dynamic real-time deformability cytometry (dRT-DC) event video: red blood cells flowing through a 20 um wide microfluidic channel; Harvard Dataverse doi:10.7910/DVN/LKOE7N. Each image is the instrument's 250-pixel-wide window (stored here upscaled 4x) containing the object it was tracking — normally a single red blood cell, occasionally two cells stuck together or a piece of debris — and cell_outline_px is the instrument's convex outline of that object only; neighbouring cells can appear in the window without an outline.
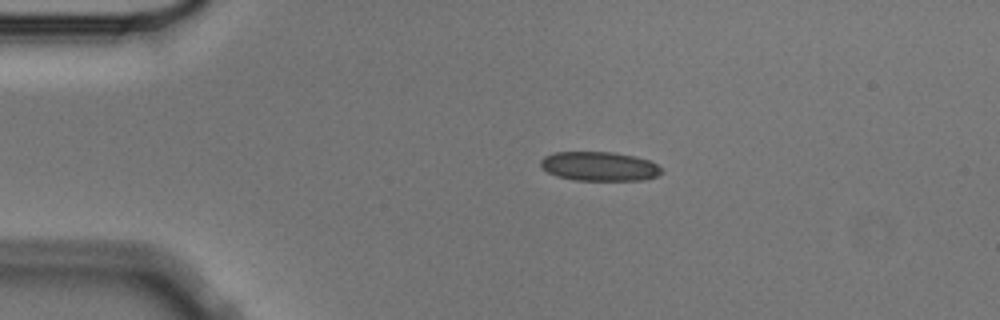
{"species": "Egyptian fruit bat (a non-hibernating species)", "species_latin": "Rousettus aegyptiacus", "temperature_condition": "cold", "stored_images_in_passage": 4, "camera_frame_rate_fps": 3000, "um_per_image_px": 0.085, "animal": {"sex": "male"}, "frame": {"image": 1, "passage_image": 3, "time_ms": 0.667, "image_size_px": [1000, 320], "cell_outline_px": [[664, 172], [656, 176], [644, 180], [576, 180], [556, 176], [548, 172], [540, 164], [540, 160], [544, 156], [556, 152], [612, 152], [636, 156], [648, 160], [656, 164]], "centroid_in_image_um": [50.95, 14.13], "position_along_channel_um": 34.0, "area_um2": 20.52}}